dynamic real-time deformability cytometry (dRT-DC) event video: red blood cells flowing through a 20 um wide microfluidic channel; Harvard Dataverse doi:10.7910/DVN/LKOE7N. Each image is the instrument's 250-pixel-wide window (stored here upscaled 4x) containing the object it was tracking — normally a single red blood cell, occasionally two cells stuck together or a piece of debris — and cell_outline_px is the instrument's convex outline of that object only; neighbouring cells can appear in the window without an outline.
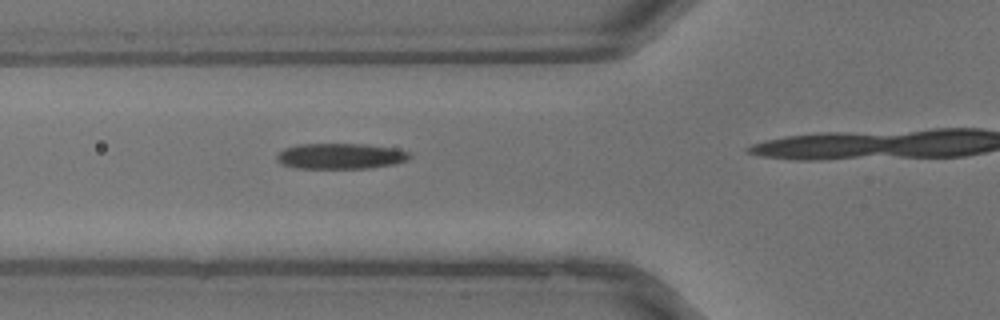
{"species": "common noctule bat (a hibernating species)", "species_latin": "Nyctalus noctula", "temperature_condition": "warm", "stored_images_in_passage": 13, "camera_frame_rate_fps": 3000, "um_per_image_px": 0.085, "animal": {"sex": "male", "body_mass_g": 13.3}, "frame": {"image": 1, "passage_image": 10, "time_ms": 3.0, "image_size_px": [1000, 320], "cell_outline_px": [[412, 156], [408, 160], [396, 164], [372, 168], [296, 168], [280, 164], [276, 160], [276, 156], [284, 148], [296, 144], [364, 144], [396, 148], [408, 152]], "centroid_in_image_um": [28.95, 13.27], "position_along_channel_um": 96.9, "area_um2": 20.11}}